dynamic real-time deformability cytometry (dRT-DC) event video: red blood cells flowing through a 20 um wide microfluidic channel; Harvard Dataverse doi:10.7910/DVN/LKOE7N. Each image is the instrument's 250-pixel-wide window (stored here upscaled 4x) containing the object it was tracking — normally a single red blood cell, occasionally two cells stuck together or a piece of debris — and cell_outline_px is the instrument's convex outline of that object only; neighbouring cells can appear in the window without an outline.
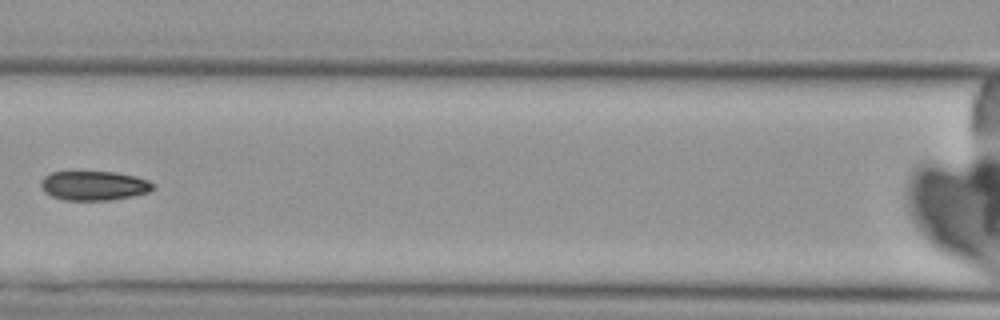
{"species": "Egyptian fruit bat (a non-hibernating species)", "species_latin": "Rousettus aegyptiacus", "temperature_condition": "cold", "stored_images_in_passage": 7, "camera_frame_rate_fps": 3000, "um_per_image_px": 0.085, "animal": {"sex": "female"}, "frame": {"image": 1, "passage_image": 7, "time_ms": 8.0, "image_size_px": [1000, 320], "cell_outline_px": [[156, 188], [148, 192], [132, 196], [108, 200], [64, 200], [52, 196], [44, 192], [40, 184], [44, 176], [52, 172], [116, 172], [136, 176], [148, 180]], "centroid_in_image_um": [7.99, 15.78], "position_along_channel_um": 158.6, "area_um2": 19.13}}